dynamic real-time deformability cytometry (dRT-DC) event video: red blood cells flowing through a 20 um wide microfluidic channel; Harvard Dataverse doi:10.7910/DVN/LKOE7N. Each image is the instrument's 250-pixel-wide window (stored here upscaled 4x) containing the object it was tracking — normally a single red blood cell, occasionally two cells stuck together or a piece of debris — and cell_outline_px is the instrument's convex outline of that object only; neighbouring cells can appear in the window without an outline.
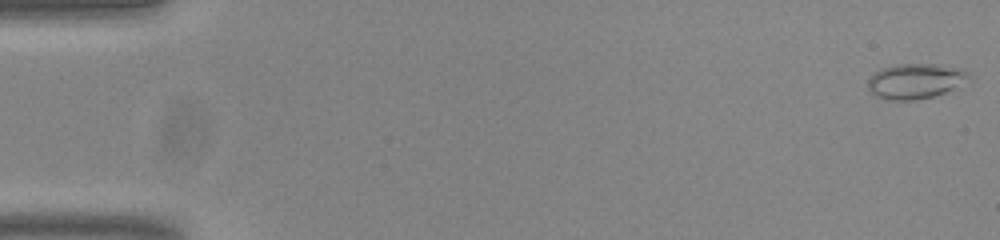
{"species": "common noctule bat (a hibernating species)", "species_latin": "Nyctalus noctula", "temperature_condition": "room temperature", "stored_images_in_passage": 54, "camera_frame_rate_fps": 3000, "um_per_image_px": 0.085, "animal": {"sex": "male", "body_mass_g": 20.0, "forearm_length_mm": 53.3}, "frame": {"image": 1, "passage_image": 1, "time_ms": 0.0, "image_size_px": [1000, 240], "cell_outline_px": [[972, 76], [952, 88], [944, 92], [932, 96], [912, 100], [888, 100], [876, 96], [868, 88], [868, 80], [880, 68], [896, 64], [936, 64], [964, 68]], "centroid_in_image_um": [77.79, 6.87], "position_along_channel_um": 7.2, "area_um2": 20.46}}
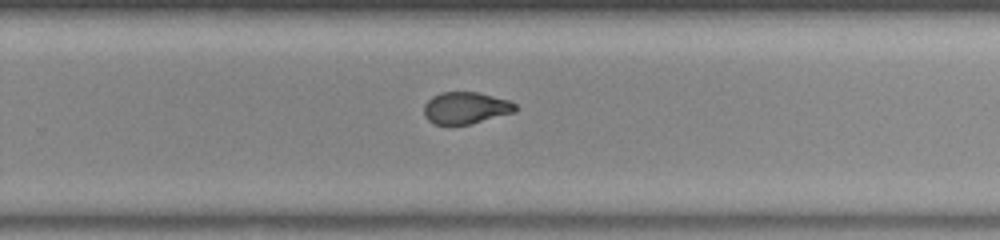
{"frame": {"image": 2, "passage_image": 35, "time_ms": 11.333, "image_size_px": [1000, 240], "cell_outline_px": [[516, 112], [468, 124], [436, 124], [428, 120], [424, 116], [424, 104], [432, 96], [440, 92], [476, 92], [508, 100], [516, 104]], "centroid_in_image_um": [39.57, 9.16], "position_along_channel_um": 290.2, "area_um2": 16.82}}
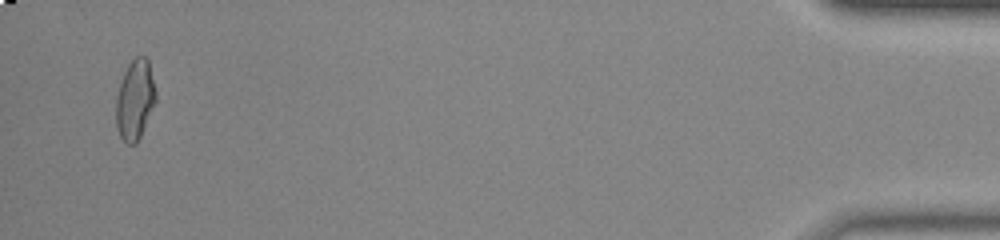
{"frame": {"image": 3, "passage_image": 52, "time_ms": 17.0, "image_size_px": [1000, 240], "cell_outline_px": [[156, 100], [140, 136], [136, 144], [128, 144], [120, 136], [116, 128], [116, 96], [120, 80], [128, 64], [136, 56], [144, 56], [148, 60], [156, 92]], "centroid_in_image_um": [11.45, 8.47], "position_along_channel_um": 423.7, "area_um2": 18.44}, "authors_computed_cell_mechanics": {"area_um2": 18.1203, "velocity_mm_per_s": 3.8382, "shape_relaxation_time_tau1_ms": null, "shape_relaxation_time_tau2_ms": 1.198, "deformation_change_tau1": null, "deformation_change_tau2": 0.0638}}